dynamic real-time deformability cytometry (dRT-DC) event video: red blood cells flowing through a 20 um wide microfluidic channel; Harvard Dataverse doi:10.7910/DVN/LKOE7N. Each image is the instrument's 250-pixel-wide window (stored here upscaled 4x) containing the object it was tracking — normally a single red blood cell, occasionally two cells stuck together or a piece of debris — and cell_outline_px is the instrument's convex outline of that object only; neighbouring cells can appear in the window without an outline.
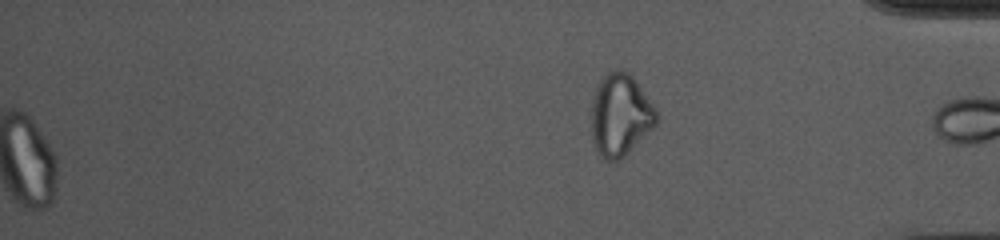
{"species": "common noctule bat (a hibernating species)", "species_latin": "Nyctalus noctula", "temperature_condition": "cold", "stored_images_in_passage": 39, "segment_of_instrument_passage": [2, 2], "camera_frame_rate_fps": 3000, "um_per_image_px": 0.085, "animal": {"sex": "female", "body_mass_g": 10.0, "forearm_length_mm": 53.1}, "frame": {"image": 1, "passage_image": 39, "time_ms": 12.667, "image_size_px": [1000, 240], "cell_outline_px": [[660, 116], [656, 124], [624, 156], [616, 160], [608, 160], [596, 152], [592, 136], [592, 100], [596, 88], [600, 80], [608, 72], [620, 68], [628, 72], [632, 76], [656, 108]], "centroid_in_image_um": [52.73, 9.75], "position_along_channel_um": 382.5, "area_um2": 30.92}}